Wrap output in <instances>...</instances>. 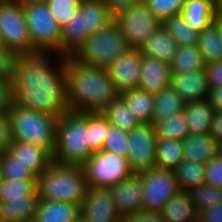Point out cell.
<instances>
[{"instance_id":"cell-29","label":"cell","mask_w":222,"mask_h":222,"mask_svg":"<svg viewBox=\"0 0 222 222\" xmlns=\"http://www.w3.org/2000/svg\"><path fill=\"white\" fill-rule=\"evenodd\" d=\"M101 113L106 117L110 125L126 132H130L140 125L134 113L120 95L111 101Z\"/></svg>"},{"instance_id":"cell-35","label":"cell","mask_w":222,"mask_h":222,"mask_svg":"<svg viewBox=\"0 0 222 222\" xmlns=\"http://www.w3.org/2000/svg\"><path fill=\"white\" fill-rule=\"evenodd\" d=\"M162 26L178 46H197L200 32L191 28L181 14L164 20Z\"/></svg>"},{"instance_id":"cell-38","label":"cell","mask_w":222,"mask_h":222,"mask_svg":"<svg viewBox=\"0 0 222 222\" xmlns=\"http://www.w3.org/2000/svg\"><path fill=\"white\" fill-rule=\"evenodd\" d=\"M188 193L198 214L216 204L222 203V189L207 183L192 188Z\"/></svg>"},{"instance_id":"cell-60","label":"cell","mask_w":222,"mask_h":222,"mask_svg":"<svg viewBox=\"0 0 222 222\" xmlns=\"http://www.w3.org/2000/svg\"><path fill=\"white\" fill-rule=\"evenodd\" d=\"M220 153H221V155H222V145L220 146Z\"/></svg>"},{"instance_id":"cell-53","label":"cell","mask_w":222,"mask_h":222,"mask_svg":"<svg viewBox=\"0 0 222 222\" xmlns=\"http://www.w3.org/2000/svg\"><path fill=\"white\" fill-rule=\"evenodd\" d=\"M207 100L215 112L222 111V86L210 88Z\"/></svg>"},{"instance_id":"cell-41","label":"cell","mask_w":222,"mask_h":222,"mask_svg":"<svg viewBox=\"0 0 222 222\" xmlns=\"http://www.w3.org/2000/svg\"><path fill=\"white\" fill-rule=\"evenodd\" d=\"M36 180H3L0 185V200L21 199L36 188Z\"/></svg>"},{"instance_id":"cell-6","label":"cell","mask_w":222,"mask_h":222,"mask_svg":"<svg viewBox=\"0 0 222 222\" xmlns=\"http://www.w3.org/2000/svg\"><path fill=\"white\" fill-rule=\"evenodd\" d=\"M129 49L119 24L113 20L92 33L72 57L86 65L107 68Z\"/></svg>"},{"instance_id":"cell-30","label":"cell","mask_w":222,"mask_h":222,"mask_svg":"<svg viewBox=\"0 0 222 222\" xmlns=\"http://www.w3.org/2000/svg\"><path fill=\"white\" fill-rule=\"evenodd\" d=\"M185 101L171 88L154 94L153 120H164L183 112Z\"/></svg>"},{"instance_id":"cell-28","label":"cell","mask_w":222,"mask_h":222,"mask_svg":"<svg viewBox=\"0 0 222 222\" xmlns=\"http://www.w3.org/2000/svg\"><path fill=\"white\" fill-rule=\"evenodd\" d=\"M79 10L85 14L86 29L91 34L115 20V16L103 0H81Z\"/></svg>"},{"instance_id":"cell-20","label":"cell","mask_w":222,"mask_h":222,"mask_svg":"<svg viewBox=\"0 0 222 222\" xmlns=\"http://www.w3.org/2000/svg\"><path fill=\"white\" fill-rule=\"evenodd\" d=\"M8 151L23 165L30 167L36 176L40 175L53 161L52 155L46 149L20 141H12Z\"/></svg>"},{"instance_id":"cell-56","label":"cell","mask_w":222,"mask_h":222,"mask_svg":"<svg viewBox=\"0 0 222 222\" xmlns=\"http://www.w3.org/2000/svg\"><path fill=\"white\" fill-rule=\"evenodd\" d=\"M17 1L21 2L22 4H25V3L40 2L45 0H17Z\"/></svg>"},{"instance_id":"cell-57","label":"cell","mask_w":222,"mask_h":222,"mask_svg":"<svg viewBox=\"0 0 222 222\" xmlns=\"http://www.w3.org/2000/svg\"><path fill=\"white\" fill-rule=\"evenodd\" d=\"M25 222H38V221L35 218H32V219H29V220H27Z\"/></svg>"},{"instance_id":"cell-42","label":"cell","mask_w":222,"mask_h":222,"mask_svg":"<svg viewBox=\"0 0 222 222\" xmlns=\"http://www.w3.org/2000/svg\"><path fill=\"white\" fill-rule=\"evenodd\" d=\"M143 2L162 23L172 16L182 14L185 0H143Z\"/></svg>"},{"instance_id":"cell-37","label":"cell","mask_w":222,"mask_h":222,"mask_svg":"<svg viewBox=\"0 0 222 222\" xmlns=\"http://www.w3.org/2000/svg\"><path fill=\"white\" fill-rule=\"evenodd\" d=\"M0 176L3 180H37V176L8 150L0 154Z\"/></svg>"},{"instance_id":"cell-52","label":"cell","mask_w":222,"mask_h":222,"mask_svg":"<svg viewBox=\"0 0 222 222\" xmlns=\"http://www.w3.org/2000/svg\"><path fill=\"white\" fill-rule=\"evenodd\" d=\"M210 134L222 145V111L214 112Z\"/></svg>"},{"instance_id":"cell-47","label":"cell","mask_w":222,"mask_h":222,"mask_svg":"<svg viewBox=\"0 0 222 222\" xmlns=\"http://www.w3.org/2000/svg\"><path fill=\"white\" fill-rule=\"evenodd\" d=\"M12 102V82L0 79V113H8Z\"/></svg>"},{"instance_id":"cell-49","label":"cell","mask_w":222,"mask_h":222,"mask_svg":"<svg viewBox=\"0 0 222 222\" xmlns=\"http://www.w3.org/2000/svg\"><path fill=\"white\" fill-rule=\"evenodd\" d=\"M199 222H222V203L202 211Z\"/></svg>"},{"instance_id":"cell-48","label":"cell","mask_w":222,"mask_h":222,"mask_svg":"<svg viewBox=\"0 0 222 222\" xmlns=\"http://www.w3.org/2000/svg\"><path fill=\"white\" fill-rule=\"evenodd\" d=\"M205 70L210 88L222 86V60L205 64Z\"/></svg>"},{"instance_id":"cell-22","label":"cell","mask_w":222,"mask_h":222,"mask_svg":"<svg viewBox=\"0 0 222 222\" xmlns=\"http://www.w3.org/2000/svg\"><path fill=\"white\" fill-rule=\"evenodd\" d=\"M61 55L72 56L84 41L91 35L86 29L85 14L79 9L61 28Z\"/></svg>"},{"instance_id":"cell-59","label":"cell","mask_w":222,"mask_h":222,"mask_svg":"<svg viewBox=\"0 0 222 222\" xmlns=\"http://www.w3.org/2000/svg\"><path fill=\"white\" fill-rule=\"evenodd\" d=\"M0 48H4V45H3V42H2L1 36H0Z\"/></svg>"},{"instance_id":"cell-3","label":"cell","mask_w":222,"mask_h":222,"mask_svg":"<svg viewBox=\"0 0 222 222\" xmlns=\"http://www.w3.org/2000/svg\"><path fill=\"white\" fill-rule=\"evenodd\" d=\"M36 186L40 200L80 205L88 189L82 165L52 161L37 176Z\"/></svg>"},{"instance_id":"cell-11","label":"cell","mask_w":222,"mask_h":222,"mask_svg":"<svg viewBox=\"0 0 222 222\" xmlns=\"http://www.w3.org/2000/svg\"><path fill=\"white\" fill-rule=\"evenodd\" d=\"M131 48L141 45L162 25L144 2L129 7L115 16Z\"/></svg>"},{"instance_id":"cell-51","label":"cell","mask_w":222,"mask_h":222,"mask_svg":"<svg viewBox=\"0 0 222 222\" xmlns=\"http://www.w3.org/2000/svg\"><path fill=\"white\" fill-rule=\"evenodd\" d=\"M124 222H165L160 213L142 211L124 219Z\"/></svg>"},{"instance_id":"cell-34","label":"cell","mask_w":222,"mask_h":222,"mask_svg":"<svg viewBox=\"0 0 222 222\" xmlns=\"http://www.w3.org/2000/svg\"><path fill=\"white\" fill-rule=\"evenodd\" d=\"M174 172L181 190L189 191L206 183L205 165L193 160H183Z\"/></svg>"},{"instance_id":"cell-33","label":"cell","mask_w":222,"mask_h":222,"mask_svg":"<svg viewBox=\"0 0 222 222\" xmlns=\"http://www.w3.org/2000/svg\"><path fill=\"white\" fill-rule=\"evenodd\" d=\"M197 48L205 64L222 60V37L213 23L200 32Z\"/></svg>"},{"instance_id":"cell-15","label":"cell","mask_w":222,"mask_h":222,"mask_svg":"<svg viewBox=\"0 0 222 222\" xmlns=\"http://www.w3.org/2000/svg\"><path fill=\"white\" fill-rule=\"evenodd\" d=\"M142 53L131 48L106 68L119 94L139 87Z\"/></svg>"},{"instance_id":"cell-14","label":"cell","mask_w":222,"mask_h":222,"mask_svg":"<svg viewBox=\"0 0 222 222\" xmlns=\"http://www.w3.org/2000/svg\"><path fill=\"white\" fill-rule=\"evenodd\" d=\"M120 216L125 219L143 211V181L140 172H133L120 183L109 187Z\"/></svg>"},{"instance_id":"cell-7","label":"cell","mask_w":222,"mask_h":222,"mask_svg":"<svg viewBox=\"0 0 222 222\" xmlns=\"http://www.w3.org/2000/svg\"><path fill=\"white\" fill-rule=\"evenodd\" d=\"M33 46L38 51L61 54L62 27L54 19L45 1L22 4Z\"/></svg>"},{"instance_id":"cell-24","label":"cell","mask_w":222,"mask_h":222,"mask_svg":"<svg viewBox=\"0 0 222 222\" xmlns=\"http://www.w3.org/2000/svg\"><path fill=\"white\" fill-rule=\"evenodd\" d=\"M214 112L207 99L186 102L183 113L190 134L210 133Z\"/></svg>"},{"instance_id":"cell-18","label":"cell","mask_w":222,"mask_h":222,"mask_svg":"<svg viewBox=\"0 0 222 222\" xmlns=\"http://www.w3.org/2000/svg\"><path fill=\"white\" fill-rule=\"evenodd\" d=\"M220 144L210 133L189 134L182 140L184 160L206 164L220 153Z\"/></svg>"},{"instance_id":"cell-25","label":"cell","mask_w":222,"mask_h":222,"mask_svg":"<svg viewBox=\"0 0 222 222\" xmlns=\"http://www.w3.org/2000/svg\"><path fill=\"white\" fill-rule=\"evenodd\" d=\"M173 37L161 25L139 48L142 55L154 57L170 64L177 48Z\"/></svg>"},{"instance_id":"cell-50","label":"cell","mask_w":222,"mask_h":222,"mask_svg":"<svg viewBox=\"0 0 222 222\" xmlns=\"http://www.w3.org/2000/svg\"><path fill=\"white\" fill-rule=\"evenodd\" d=\"M114 16L120 12L132 7L134 5L140 4L143 0H103Z\"/></svg>"},{"instance_id":"cell-1","label":"cell","mask_w":222,"mask_h":222,"mask_svg":"<svg viewBox=\"0 0 222 222\" xmlns=\"http://www.w3.org/2000/svg\"><path fill=\"white\" fill-rule=\"evenodd\" d=\"M12 98L21 107L58 119L70 111L65 56L55 51L19 55L12 81Z\"/></svg>"},{"instance_id":"cell-12","label":"cell","mask_w":222,"mask_h":222,"mask_svg":"<svg viewBox=\"0 0 222 222\" xmlns=\"http://www.w3.org/2000/svg\"><path fill=\"white\" fill-rule=\"evenodd\" d=\"M128 164L133 172L155 166L157 136L153 124H140L128 132Z\"/></svg>"},{"instance_id":"cell-54","label":"cell","mask_w":222,"mask_h":222,"mask_svg":"<svg viewBox=\"0 0 222 222\" xmlns=\"http://www.w3.org/2000/svg\"><path fill=\"white\" fill-rule=\"evenodd\" d=\"M213 24L220 32V35L222 37V14H215L213 19Z\"/></svg>"},{"instance_id":"cell-21","label":"cell","mask_w":222,"mask_h":222,"mask_svg":"<svg viewBox=\"0 0 222 222\" xmlns=\"http://www.w3.org/2000/svg\"><path fill=\"white\" fill-rule=\"evenodd\" d=\"M160 214L165 222H199L198 211L194 208L188 191L184 190L172 196Z\"/></svg>"},{"instance_id":"cell-43","label":"cell","mask_w":222,"mask_h":222,"mask_svg":"<svg viewBox=\"0 0 222 222\" xmlns=\"http://www.w3.org/2000/svg\"><path fill=\"white\" fill-rule=\"evenodd\" d=\"M81 0H45L50 13L61 27L68 22L79 9Z\"/></svg>"},{"instance_id":"cell-17","label":"cell","mask_w":222,"mask_h":222,"mask_svg":"<svg viewBox=\"0 0 222 222\" xmlns=\"http://www.w3.org/2000/svg\"><path fill=\"white\" fill-rule=\"evenodd\" d=\"M171 66L168 62L142 55L139 89L156 94L170 87Z\"/></svg>"},{"instance_id":"cell-8","label":"cell","mask_w":222,"mask_h":222,"mask_svg":"<svg viewBox=\"0 0 222 222\" xmlns=\"http://www.w3.org/2000/svg\"><path fill=\"white\" fill-rule=\"evenodd\" d=\"M0 36L4 48L18 56L38 51L28 32L22 3L17 0H0Z\"/></svg>"},{"instance_id":"cell-32","label":"cell","mask_w":222,"mask_h":222,"mask_svg":"<svg viewBox=\"0 0 222 222\" xmlns=\"http://www.w3.org/2000/svg\"><path fill=\"white\" fill-rule=\"evenodd\" d=\"M172 72H191L205 69V62L197 46H177L170 62Z\"/></svg>"},{"instance_id":"cell-10","label":"cell","mask_w":222,"mask_h":222,"mask_svg":"<svg viewBox=\"0 0 222 222\" xmlns=\"http://www.w3.org/2000/svg\"><path fill=\"white\" fill-rule=\"evenodd\" d=\"M143 181V211L160 213L181 189L174 170L154 166L140 172Z\"/></svg>"},{"instance_id":"cell-39","label":"cell","mask_w":222,"mask_h":222,"mask_svg":"<svg viewBox=\"0 0 222 222\" xmlns=\"http://www.w3.org/2000/svg\"><path fill=\"white\" fill-rule=\"evenodd\" d=\"M109 126V122L101 112H87V128L92 153L101 151Z\"/></svg>"},{"instance_id":"cell-58","label":"cell","mask_w":222,"mask_h":222,"mask_svg":"<svg viewBox=\"0 0 222 222\" xmlns=\"http://www.w3.org/2000/svg\"><path fill=\"white\" fill-rule=\"evenodd\" d=\"M75 222H87V221L80 217V218H79L77 221H75Z\"/></svg>"},{"instance_id":"cell-45","label":"cell","mask_w":222,"mask_h":222,"mask_svg":"<svg viewBox=\"0 0 222 222\" xmlns=\"http://www.w3.org/2000/svg\"><path fill=\"white\" fill-rule=\"evenodd\" d=\"M18 57L16 53L7 48H0V79L13 81Z\"/></svg>"},{"instance_id":"cell-31","label":"cell","mask_w":222,"mask_h":222,"mask_svg":"<svg viewBox=\"0 0 222 222\" xmlns=\"http://www.w3.org/2000/svg\"><path fill=\"white\" fill-rule=\"evenodd\" d=\"M182 141L157 138L155 166L174 170L183 160Z\"/></svg>"},{"instance_id":"cell-16","label":"cell","mask_w":222,"mask_h":222,"mask_svg":"<svg viewBox=\"0 0 222 222\" xmlns=\"http://www.w3.org/2000/svg\"><path fill=\"white\" fill-rule=\"evenodd\" d=\"M170 87L185 101L206 100L210 85L206 70L189 72H172Z\"/></svg>"},{"instance_id":"cell-19","label":"cell","mask_w":222,"mask_h":222,"mask_svg":"<svg viewBox=\"0 0 222 222\" xmlns=\"http://www.w3.org/2000/svg\"><path fill=\"white\" fill-rule=\"evenodd\" d=\"M39 201L37 187L21 199L0 200V219L3 222H25L35 218Z\"/></svg>"},{"instance_id":"cell-13","label":"cell","mask_w":222,"mask_h":222,"mask_svg":"<svg viewBox=\"0 0 222 222\" xmlns=\"http://www.w3.org/2000/svg\"><path fill=\"white\" fill-rule=\"evenodd\" d=\"M80 217L87 222H124L109 188L88 187L80 204Z\"/></svg>"},{"instance_id":"cell-5","label":"cell","mask_w":222,"mask_h":222,"mask_svg":"<svg viewBox=\"0 0 222 222\" xmlns=\"http://www.w3.org/2000/svg\"><path fill=\"white\" fill-rule=\"evenodd\" d=\"M8 116L12 141L37 145L53 155L58 118L21 107L14 101Z\"/></svg>"},{"instance_id":"cell-40","label":"cell","mask_w":222,"mask_h":222,"mask_svg":"<svg viewBox=\"0 0 222 222\" xmlns=\"http://www.w3.org/2000/svg\"><path fill=\"white\" fill-rule=\"evenodd\" d=\"M128 144V132L110 125L106 138L103 141L101 151L127 158L129 150Z\"/></svg>"},{"instance_id":"cell-46","label":"cell","mask_w":222,"mask_h":222,"mask_svg":"<svg viewBox=\"0 0 222 222\" xmlns=\"http://www.w3.org/2000/svg\"><path fill=\"white\" fill-rule=\"evenodd\" d=\"M12 143L8 113H0V154L8 150Z\"/></svg>"},{"instance_id":"cell-26","label":"cell","mask_w":222,"mask_h":222,"mask_svg":"<svg viewBox=\"0 0 222 222\" xmlns=\"http://www.w3.org/2000/svg\"><path fill=\"white\" fill-rule=\"evenodd\" d=\"M195 31L208 28L215 15L213 0H185L182 14Z\"/></svg>"},{"instance_id":"cell-44","label":"cell","mask_w":222,"mask_h":222,"mask_svg":"<svg viewBox=\"0 0 222 222\" xmlns=\"http://www.w3.org/2000/svg\"><path fill=\"white\" fill-rule=\"evenodd\" d=\"M205 179L206 183L214 187L222 189V155L211 158L205 164Z\"/></svg>"},{"instance_id":"cell-2","label":"cell","mask_w":222,"mask_h":222,"mask_svg":"<svg viewBox=\"0 0 222 222\" xmlns=\"http://www.w3.org/2000/svg\"><path fill=\"white\" fill-rule=\"evenodd\" d=\"M67 103L70 111L101 112L120 94L106 68L83 64L65 56Z\"/></svg>"},{"instance_id":"cell-4","label":"cell","mask_w":222,"mask_h":222,"mask_svg":"<svg viewBox=\"0 0 222 222\" xmlns=\"http://www.w3.org/2000/svg\"><path fill=\"white\" fill-rule=\"evenodd\" d=\"M92 154L87 112L68 111L57 122L53 160L62 164L83 165Z\"/></svg>"},{"instance_id":"cell-55","label":"cell","mask_w":222,"mask_h":222,"mask_svg":"<svg viewBox=\"0 0 222 222\" xmlns=\"http://www.w3.org/2000/svg\"><path fill=\"white\" fill-rule=\"evenodd\" d=\"M215 14H222V0H213Z\"/></svg>"},{"instance_id":"cell-36","label":"cell","mask_w":222,"mask_h":222,"mask_svg":"<svg viewBox=\"0 0 222 222\" xmlns=\"http://www.w3.org/2000/svg\"><path fill=\"white\" fill-rule=\"evenodd\" d=\"M153 126L157 138L182 141L190 134L183 112L164 120H153Z\"/></svg>"},{"instance_id":"cell-27","label":"cell","mask_w":222,"mask_h":222,"mask_svg":"<svg viewBox=\"0 0 222 222\" xmlns=\"http://www.w3.org/2000/svg\"><path fill=\"white\" fill-rule=\"evenodd\" d=\"M140 124H153L154 95L134 88L120 94Z\"/></svg>"},{"instance_id":"cell-23","label":"cell","mask_w":222,"mask_h":222,"mask_svg":"<svg viewBox=\"0 0 222 222\" xmlns=\"http://www.w3.org/2000/svg\"><path fill=\"white\" fill-rule=\"evenodd\" d=\"M80 218V205L40 200L35 219L38 222H75Z\"/></svg>"},{"instance_id":"cell-9","label":"cell","mask_w":222,"mask_h":222,"mask_svg":"<svg viewBox=\"0 0 222 222\" xmlns=\"http://www.w3.org/2000/svg\"><path fill=\"white\" fill-rule=\"evenodd\" d=\"M82 168L88 187L95 188H109L133 173L127 158L105 151L93 153Z\"/></svg>"}]
</instances>
